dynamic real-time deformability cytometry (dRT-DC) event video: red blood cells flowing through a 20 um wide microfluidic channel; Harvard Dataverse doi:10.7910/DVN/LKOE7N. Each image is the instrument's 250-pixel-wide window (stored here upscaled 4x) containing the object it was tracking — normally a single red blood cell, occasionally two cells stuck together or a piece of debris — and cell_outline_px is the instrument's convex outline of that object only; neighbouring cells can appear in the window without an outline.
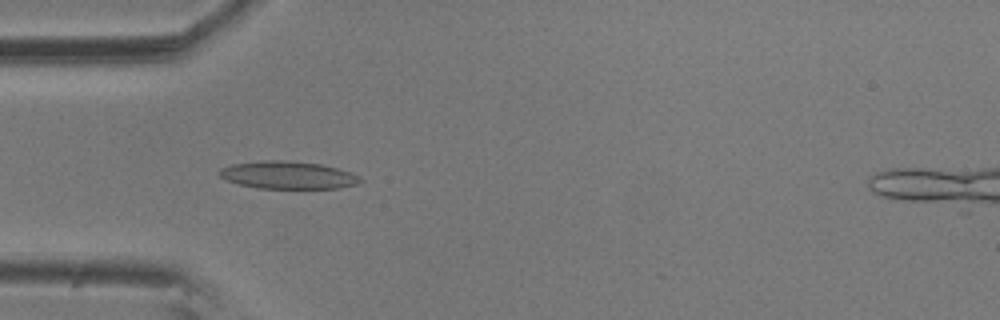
{"species": "common noctule bat (a hibernating species)", "species_latin": "Nyctalus noctula", "temperature_condition": "room temperature", "stored_images_in_passage": 4, "camera_frame_rate_fps": 3000, "um_per_image_px": 0.085, "animal": {"sex": "male", "body_mass_g": 20.5, "forearm_length_mm": 52.5}, "frame": {"image": 1, "passage_image": 3, "time_ms": 0.667, "image_size_px": [1000, 320], "cell_outline_px": [[364, 180], [356, 184], [336, 188], [260, 188], [240, 184], [228, 180], [220, 176], [220, 168], [232, 164], [264, 160], [284, 160], [320, 164], [352, 172], [360, 176]], "centroid_in_image_um": [24.51, 14.87], "position_along_channel_um": 60.5, "area_um2": 22.43}}
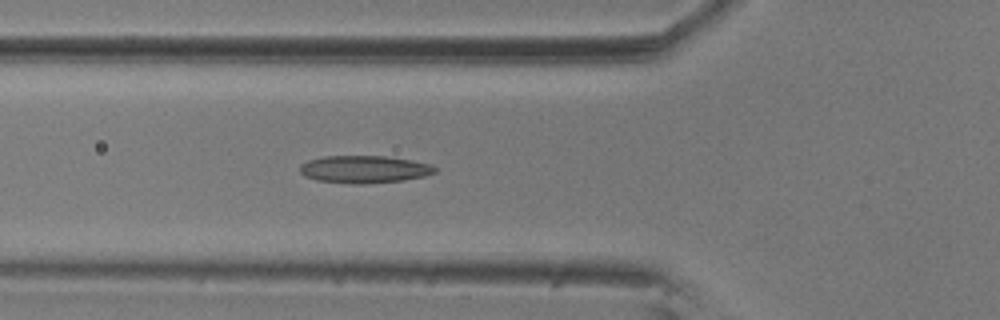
{"frame": {"image": 2, "passage_image": 4, "time_ms": 1.0, "image_size_px": [1000, 320], "cell_outline_px": [[436, 172], [424, 176], [404, 180], [364, 184], [352, 184], [316, 180], [304, 176], [300, 172], [300, 164], [308, 160], [324, 156], [384, 156], [412, 160], [432, 164], [436, 168]], "centroid_in_image_um": [30.95, 14.39], "position_along_channel_um": 94.8, "area_um2": 21.73}}